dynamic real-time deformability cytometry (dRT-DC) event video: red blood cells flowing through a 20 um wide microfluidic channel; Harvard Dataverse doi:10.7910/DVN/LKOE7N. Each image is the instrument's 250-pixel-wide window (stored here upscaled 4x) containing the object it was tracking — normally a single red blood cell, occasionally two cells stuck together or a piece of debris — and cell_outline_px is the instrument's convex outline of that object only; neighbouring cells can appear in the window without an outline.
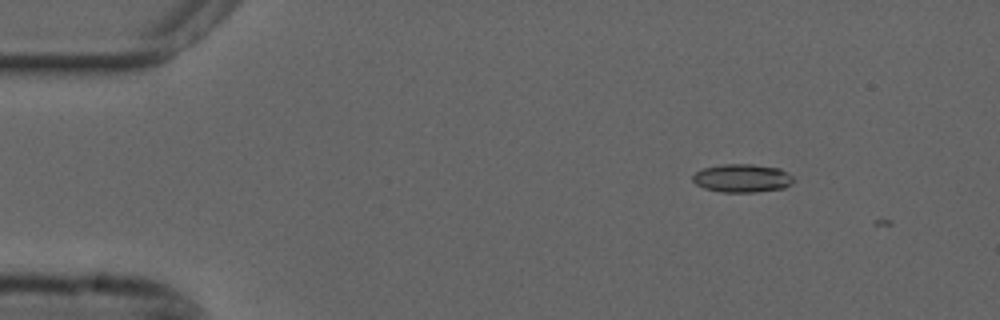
{"species": "common noctule bat (a hibernating species)", "species_latin": "Nyctalus noctula", "temperature_condition": "cold", "stored_images_in_passage": 2, "camera_frame_rate_fps": 3000, "um_per_image_px": 0.085, "animal": {"sex": "male", "forearm_length_mm": 52.5}, "frame": {"image": 1, "passage_image": 1, "time_ms": 0.0, "image_size_px": [1000, 320], "cell_outline_px": [[796, 180], [792, 184], [784, 188], [756, 192], [720, 192], [704, 188], [696, 184], [692, 180], [692, 176], [696, 172], [704, 168], [720, 164], [752, 164], [780, 168], [788, 172]], "centroid_in_image_um": [63.11, 15.14], "position_along_channel_um": 21.9, "area_um2": 16.82}}